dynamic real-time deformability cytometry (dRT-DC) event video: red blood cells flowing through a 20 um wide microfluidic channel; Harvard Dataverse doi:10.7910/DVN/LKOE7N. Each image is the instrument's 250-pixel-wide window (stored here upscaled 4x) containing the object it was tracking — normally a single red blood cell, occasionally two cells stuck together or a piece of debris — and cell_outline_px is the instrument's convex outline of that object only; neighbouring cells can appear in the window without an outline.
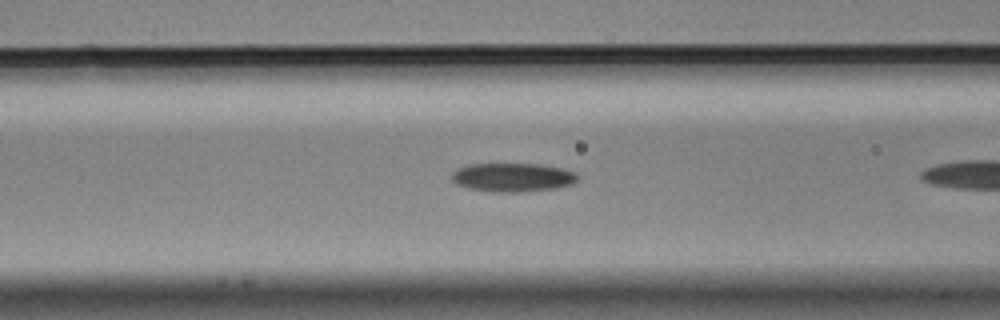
{"species": "Egyptian fruit bat (a non-hibernating species)", "species_latin": "Rousettus aegyptiacus", "temperature_condition": "cold", "stored_images_in_passage": 43, "camera_frame_rate_fps": 3000, "um_per_image_px": 0.085, "animal": {"sex": "male"}, "frame": {"image": 1, "passage_image": 8, "time_ms": 2.333, "image_size_px": [1000, 320], "cell_outline_px": [[580, 180], [572, 184], [556, 188], [524, 192], [492, 192], [468, 188], [456, 184], [452, 180], [452, 172], [456, 168], [472, 164], [544, 164], [564, 168], [576, 172], [580, 176]], "centroid_in_image_um": [43.63, 15.07], "position_along_channel_um": 123.0, "area_um2": 21.5}}
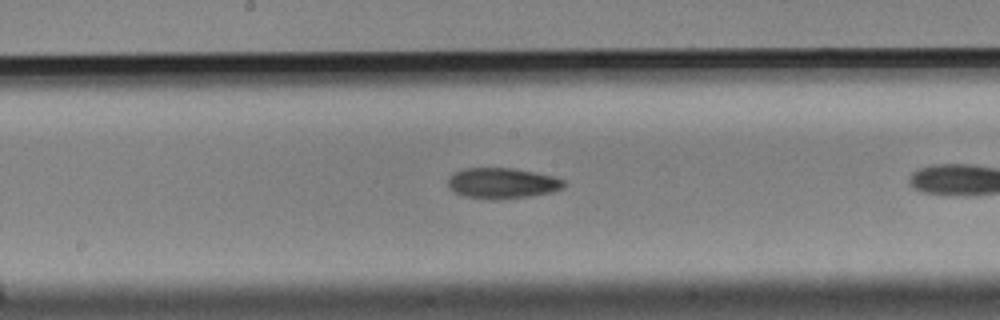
{"frame": {"image": 2, "passage_image": 15, "time_ms": 4.667, "image_size_px": [1000, 320], "cell_outline_px": [[564, 188], [552, 192], [528, 196], [496, 200], [464, 196], [448, 188], [448, 176], [464, 168], [512, 168], [552, 176], [564, 180]], "centroid_in_image_um": [42.66, 15.57], "position_along_channel_um": 205.5, "area_um2": 20.58}}
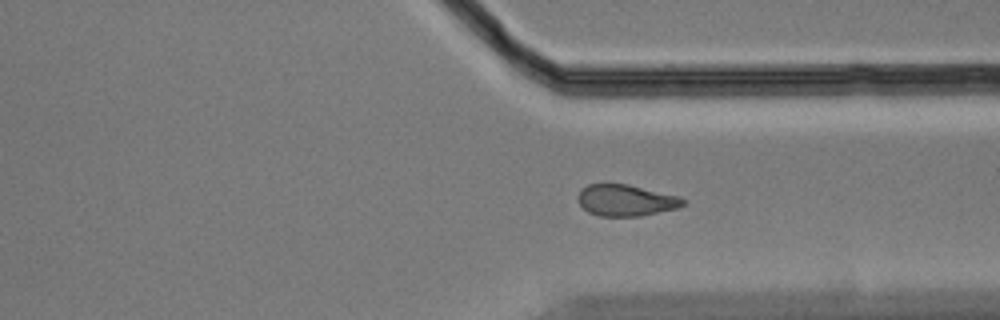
{"frame": {"image": 3, "passage_image": 28, "time_ms": 9.0, "image_size_px": [1000, 320], "cell_outline_px": [[688, 200], [684, 204], [676, 208], [640, 216], [600, 216], [588, 212], [576, 200], [576, 196], [580, 188], [588, 184], [604, 180], [628, 184], [680, 196]], "centroid_in_image_um": [53.13, 16.97], "position_along_channel_um": 358.3, "area_um2": 20.0}, "authors_computed_cell_mechanics": {"area_um2": 20.4612, "velocity_mm_per_s": 3.5259, "shape_relaxation_time_tau1_ms": 4.8788, "shape_relaxation_time_tau2_ms": 5.1128, "deformation_change_tau1": 0.1416, "deformation_change_tau2": 0.118}}